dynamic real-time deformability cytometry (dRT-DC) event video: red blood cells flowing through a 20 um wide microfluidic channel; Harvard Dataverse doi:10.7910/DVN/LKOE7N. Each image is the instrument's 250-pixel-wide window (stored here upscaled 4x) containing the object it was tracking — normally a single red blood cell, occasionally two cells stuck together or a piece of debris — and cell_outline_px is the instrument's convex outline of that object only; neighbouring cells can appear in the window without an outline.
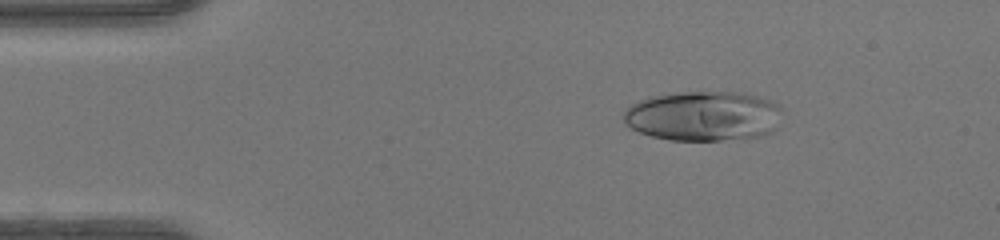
{"species": "human", "species_latin": "Homo sapiens", "temperature_condition": "warm", "stored_images_in_passage": 48, "camera_frame_rate_fps": 3000, "um_per_image_px": 0.085, "donor": {"sex": "female"}, "frame": {"image": 1, "passage_image": 8, "time_ms": 2.333, "image_size_px": [1000, 240], "cell_outline_px": [[784, 112], [776, 128], [772, 132], [764, 136], [720, 140], [668, 140], [652, 136], [640, 132], [624, 124], [624, 112], [632, 104], [648, 96], [680, 92], [736, 92], [756, 96], [780, 104], [784, 108]], "centroid_in_image_um": [59.84, 9.86], "position_along_channel_um": 25.2, "area_um2": 46.53}}
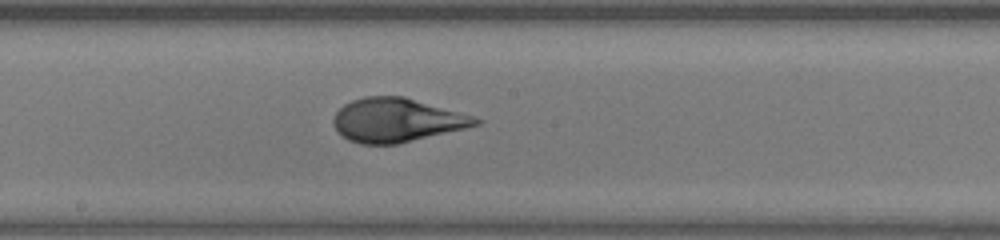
{"frame": {"image": 2, "passage_image": 26, "time_ms": 8.333, "image_size_px": [1000, 240], "cell_outline_px": [[484, 120], [480, 124], [464, 128], [396, 144], [360, 144], [348, 140], [340, 136], [336, 132], [332, 120], [336, 112], [344, 104], [352, 100], [364, 96], [404, 96], [472, 116]], "centroid_in_image_um": [33.65, 10.21], "position_along_channel_um": 214.5, "area_um2": 36.13}}
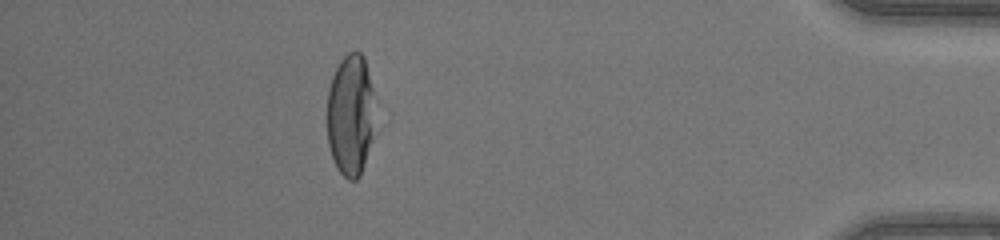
{"frame": {"image": 3, "passage_image": 43, "time_ms": 14.0, "image_size_px": [1000, 240], "cell_outline_px": [[380, 128], [360, 176], [356, 180], [348, 180], [336, 168], [328, 144], [328, 88], [332, 76], [340, 60], [348, 52], [360, 52], [364, 56], [372, 88]], "centroid_in_image_um": [29.88, 9.84], "position_along_channel_um": 405.3, "area_um2": 35.6}, "authors_computed_cell_mechanics": {"area_um2": 38.0613, "velocity_mm_per_s": 4.297, "shape_relaxation_time_tau1_ms": 5.9415, "shape_relaxation_time_tau2_ms": null, "deformation_change_tau1": 0.2959, "deformation_change_tau2": null}}